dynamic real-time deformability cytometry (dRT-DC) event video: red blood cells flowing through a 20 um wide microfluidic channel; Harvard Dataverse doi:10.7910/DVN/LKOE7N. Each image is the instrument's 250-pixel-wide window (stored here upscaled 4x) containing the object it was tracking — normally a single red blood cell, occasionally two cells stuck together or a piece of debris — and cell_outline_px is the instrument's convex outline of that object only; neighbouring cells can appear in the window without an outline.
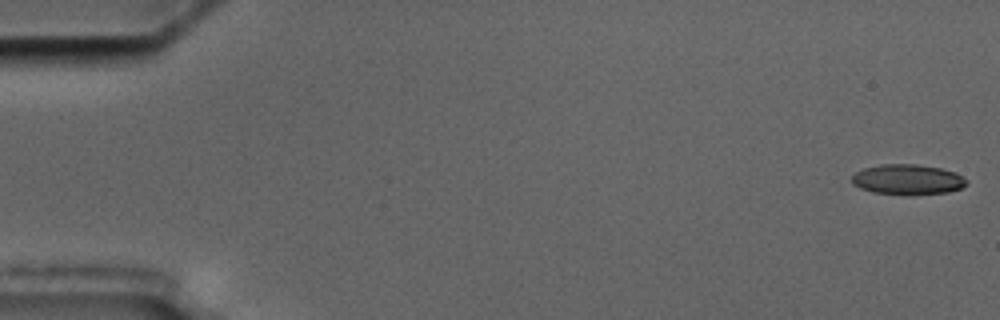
{"species": "common noctule bat (a hibernating species)", "species_latin": "Nyctalus noctula", "temperature_condition": "cold", "stored_images_in_passage": 7, "camera_frame_rate_fps": 3000, "um_per_image_px": 0.085, "animal": {"sex": "male", "body_mass_g": 17.5, "forearm_length_mm": 52.3}, "frame": {"image": 1, "passage_image": 1, "time_ms": 0.0, "image_size_px": [1000, 320], "cell_outline_px": [[968, 184], [960, 188], [948, 192], [908, 196], [904, 196], [872, 192], [860, 188], [852, 184], [852, 176], [856, 172], [864, 168], [880, 164], [916, 164], [940, 168], [956, 172], [968, 180]], "centroid_in_image_um": [77.15, 15.27], "position_along_channel_um": 7.8, "area_um2": 20.63}}
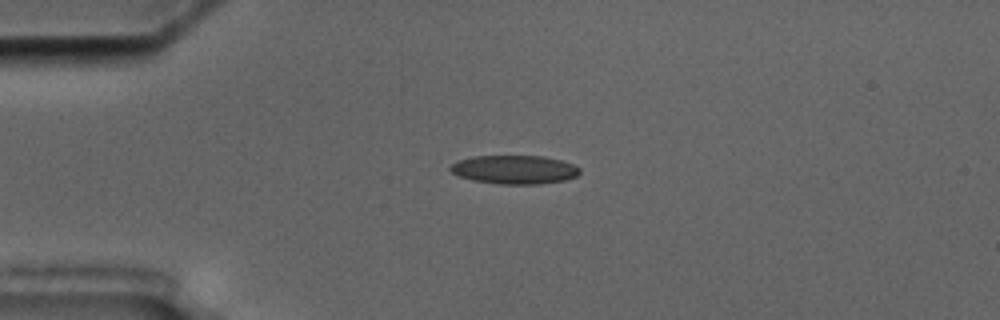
{"frame": {"image": 2, "passage_image": 5, "time_ms": 4.333, "image_size_px": [1000, 320], "cell_outline_px": [[580, 172], [576, 176], [564, 180], [540, 184], [496, 184], [472, 180], [460, 176], [452, 172], [448, 168], [456, 160], [472, 156], [544, 156], [560, 160], [572, 164], [580, 168]], "centroid_in_image_um": [43.7, 14.41], "position_along_channel_um": 41.3, "area_um2": 21.68}}
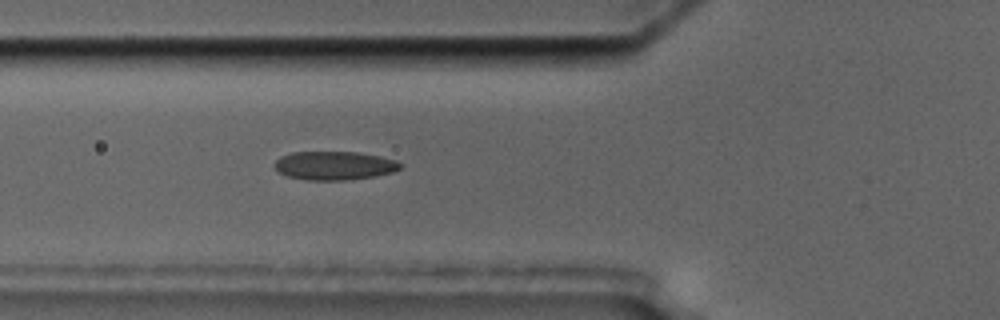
{"frame": {"image": 3, "passage_image": 7, "time_ms": 6.667, "image_size_px": [1000, 320], "cell_outline_px": [[404, 164], [400, 168], [392, 172], [376, 176], [348, 180], [308, 180], [288, 176], [276, 172], [272, 164], [280, 156], [292, 152], [356, 152], [380, 156], [396, 160]], "centroid_in_image_um": [28.39, 14.07], "position_along_channel_um": 97.4, "area_um2": 21.21}}